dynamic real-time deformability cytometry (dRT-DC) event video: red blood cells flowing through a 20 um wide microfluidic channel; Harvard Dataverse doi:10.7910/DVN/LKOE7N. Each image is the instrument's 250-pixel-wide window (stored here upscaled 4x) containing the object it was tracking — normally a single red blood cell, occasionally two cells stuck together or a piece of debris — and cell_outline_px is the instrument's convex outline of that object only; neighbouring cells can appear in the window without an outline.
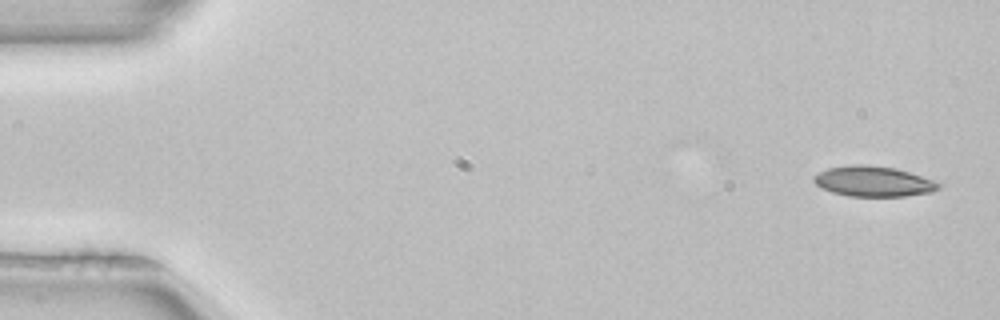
{"species": "common noctule bat (a hibernating species)", "species_latin": "Nyctalus noctula", "temperature_condition": "room temperature", "stored_images_in_passage": 4, "camera_frame_rate_fps": 3000, "um_per_image_px": 0.085, "animal": {"sex": "female", "body_mass_g": 22.7, "forearm_length_mm": 54.2}, "frame": {"image": 1, "passage_image": 1, "time_ms": 0.0, "image_size_px": [1000, 320], "cell_outline_px": [[940, 188], [932, 192], [904, 196], [848, 196], [832, 192], [820, 188], [812, 180], [812, 176], [828, 168], [852, 164], [864, 164], [896, 168], [932, 180], [940, 184]], "centroid_in_image_um": [74.19, 15.41], "position_along_channel_um": 10.8, "area_um2": 22.02}}
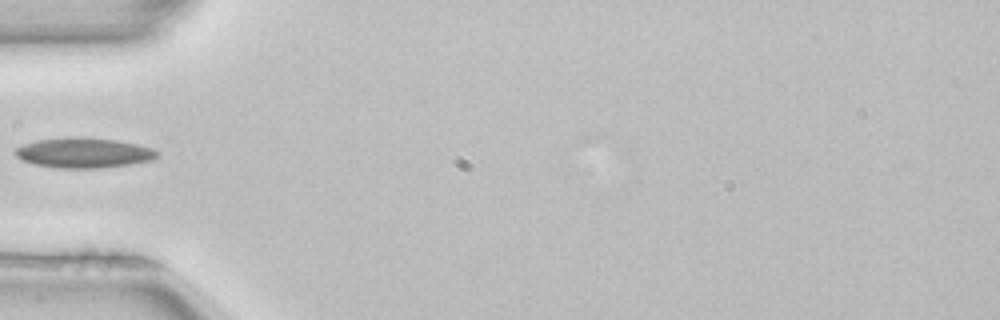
{"frame": {"image": 2, "passage_image": 4, "time_ms": 1.0, "image_size_px": [1000, 320], "cell_outline_px": [[160, 152], [152, 160], [128, 164], [96, 168], [60, 168], [36, 164], [20, 160], [12, 152], [16, 148], [24, 144], [36, 140], [80, 136], [84, 136], [116, 140], [136, 144], [152, 148]], "centroid_in_image_um": [7.08, 12.97], "position_along_channel_um": 77.9, "area_um2": 24.85}}